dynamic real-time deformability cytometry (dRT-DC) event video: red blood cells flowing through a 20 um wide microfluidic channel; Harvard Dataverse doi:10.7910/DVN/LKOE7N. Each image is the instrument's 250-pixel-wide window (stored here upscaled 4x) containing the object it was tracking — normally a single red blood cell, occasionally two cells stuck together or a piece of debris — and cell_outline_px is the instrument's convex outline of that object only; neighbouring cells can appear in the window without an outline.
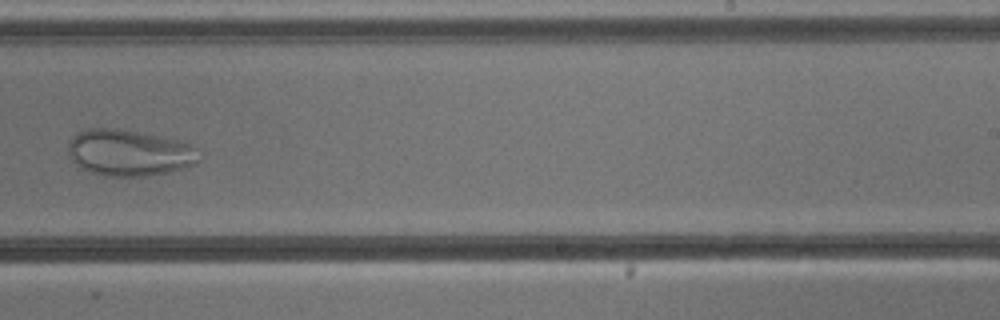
{"species": "common noctule bat (a hibernating species)", "species_latin": "Nyctalus noctula", "temperature_condition": "cold", "stored_images_in_passage": 7, "camera_frame_rate_fps": 3000, "um_per_image_px": 0.085, "animal": {"sex": "male", "body_mass_g": 13.3}, "frame": {"image": 1, "passage_image": 7, "time_ms": 7.0, "image_size_px": [1000, 320], "cell_outline_px": [[200, 160], [196, 164], [184, 168], [168, 172], [144, 176], [104, 176], [80, 168], [68, 156], [68, 140], [76, 132], [88, 128], [112, 128], [136, 132], [176, 140], [192, 144], [196, 148]], "centroid_in_image_um": [10.94, 12.99], "position_along_channel_um": 278.1, "area_um2": 35.37}}